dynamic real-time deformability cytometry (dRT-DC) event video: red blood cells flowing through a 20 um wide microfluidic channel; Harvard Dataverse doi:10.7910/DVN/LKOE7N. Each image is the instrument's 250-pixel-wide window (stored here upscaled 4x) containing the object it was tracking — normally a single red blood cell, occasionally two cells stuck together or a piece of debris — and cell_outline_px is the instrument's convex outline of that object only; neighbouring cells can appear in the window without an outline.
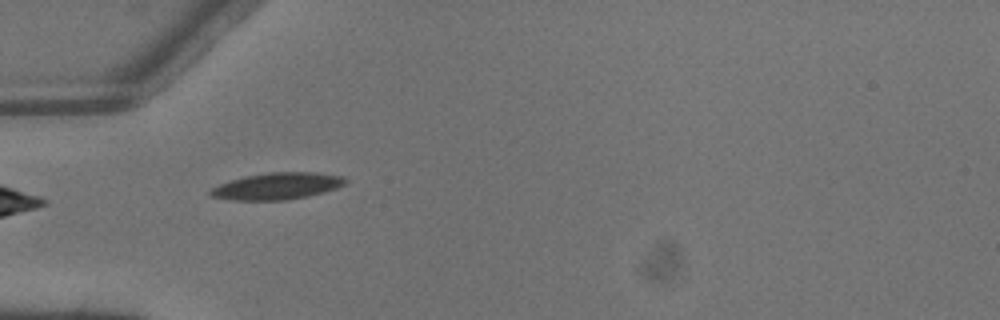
{"species": "common noctule bat (a hibernating species)", "species_latin": "Nyctalus noctula", "temperature_condition": "warm", "stored_images_in_passage": 1, "camera_frame_rate_fps": 3000, "um_per_image_px": 0.085, "animal": {"sex": "male", "body_mass_g": 13.3}, "frame": {"image": 1, "passage_image": 1, "time_ms": 0.0, "image_size_px": [1000, 320], "cell_outline_px": [[348, 180], [344, 184], [336, 188], [308, 196], [284, 200], [232, 200], [212, 196], [208, 192], [212, 188], [220, 184], [244, 176], [268, 172], [316, 172], [344, 176]], "centroid_in_image_um": [23.58, 15.81], "position_along_channel_um": 61.4, "area_um2": 20.92}}